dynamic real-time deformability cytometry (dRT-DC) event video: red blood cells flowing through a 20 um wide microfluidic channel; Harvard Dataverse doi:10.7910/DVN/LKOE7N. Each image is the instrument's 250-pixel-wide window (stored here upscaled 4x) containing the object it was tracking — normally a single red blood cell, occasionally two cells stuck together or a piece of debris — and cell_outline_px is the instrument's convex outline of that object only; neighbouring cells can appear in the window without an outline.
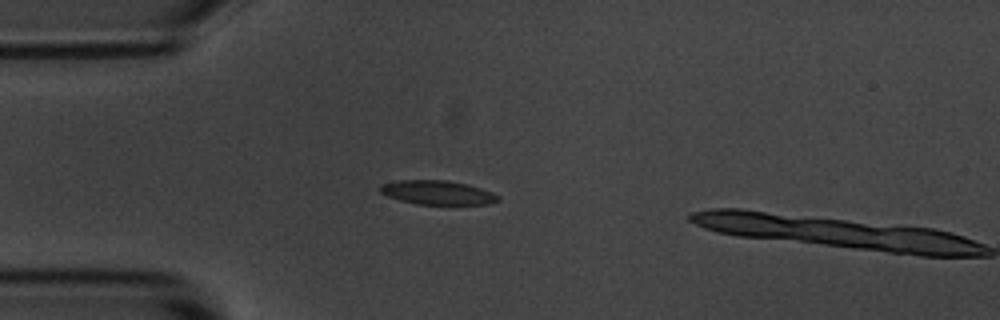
{"species": "common noctule bat (a hibernating species)", "species_latin": "Nyctalus noctula", "temperature_condition": "room temperature", "stored_images_in_passage": 5, "camera_frame_rate_fps": 3000, "um_per_image_px": 0.085, "animal": {"sex": "male", "body_mass_g": 20.1, "forearm_length_mm": 53.5}, "frame": {"image": 1, "passage_image": 4, "time_ms": 4.333, "image_size_px": [1000, 320], "cell_outline_px": [[500, 200], [488, 204], [416, 204], [400, 200], [388, 196], [380, 192], [380, 184], [400, 180], [448, 180], [468, 184], [492, 192], [500, 196]], "centroid_in_image_um": [37.2, 16.36], "position_along_channel_um": 47.8, "area_um2": 16.53}}